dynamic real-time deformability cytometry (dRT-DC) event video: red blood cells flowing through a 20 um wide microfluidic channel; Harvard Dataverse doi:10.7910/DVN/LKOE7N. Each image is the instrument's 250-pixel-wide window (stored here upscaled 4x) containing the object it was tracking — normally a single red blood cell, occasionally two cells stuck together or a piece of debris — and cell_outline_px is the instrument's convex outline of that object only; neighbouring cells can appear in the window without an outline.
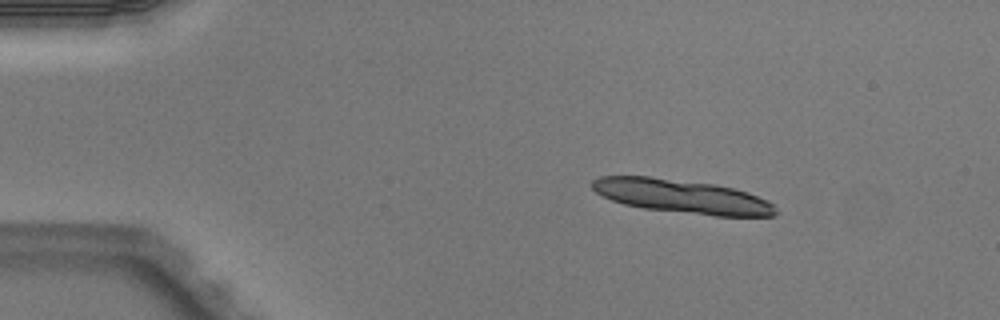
{"species": "Egyptian fruit bat (a non-hibernating species)", "species_latin": "Rousettus aegyptiacus", "temperature_condition": "warm", "stored_images_in_passage": 3, "camera_frame_rate_fps": 3000, "um_per_image_px": 0.085, "animal": {"sex": "male"}, "frame": {"image": 1, "passage_image": 1, "time_ms": 0.0, "image_size_px": [1000, 320], "cell_outline_px": [[776, 216], [716, 216], [644, 208], [624, 204], [612, 200], [596, 192], [588, 184], [592, 180], [600, 176], [648, 176], [716, 184], [748, 192], [768, 200], [776, 208]], "centroid_in_image_um": [57.96, 16.68], "position_along_channel_um": 27.0, "area_um2": 36.13}}